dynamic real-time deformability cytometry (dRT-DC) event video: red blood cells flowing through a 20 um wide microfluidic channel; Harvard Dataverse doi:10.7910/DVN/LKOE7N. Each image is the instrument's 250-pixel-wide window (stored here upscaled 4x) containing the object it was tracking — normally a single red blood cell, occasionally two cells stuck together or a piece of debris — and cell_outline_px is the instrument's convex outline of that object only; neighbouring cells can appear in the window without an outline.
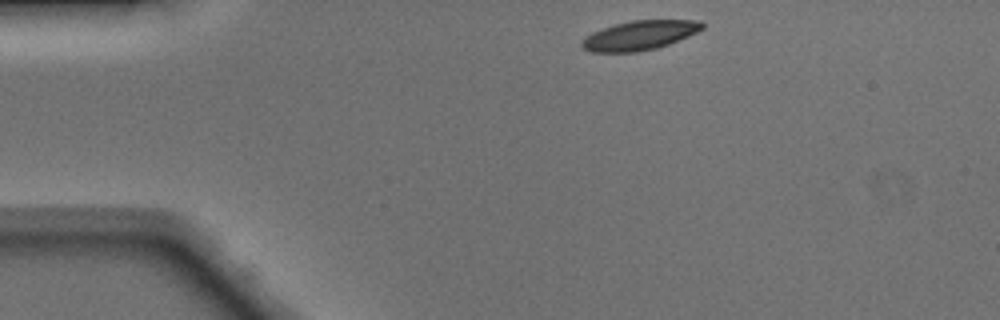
{"species": "Egyptian fruit bat (a non-hibernating species)", "species_latin": "Rousettus aegyptiacus", "temperature_condition": "warm", "stored_images_in_passage": 41, "camera_frame_rate_fps": 3000, "um_per_image_px": 0.085, "animal": {"sex": "male"}, "frame": {"image": 1, "passage_image": 1, "time_ms": 0.0, "image_size_px": [1000, 320], "cell_outline_px": [[704, 28], [688, 36], [668, 44], [656, 48], [636, 52], [592, 52], [580, 48], [580, 40], [592, 32], [616, 24], [632, 20], [700, 20], [704, 24]], "centroid_in_image_um": [54.33, 3.01], "position_along_channel_um": 30.7, "area_um2": 20.58}}
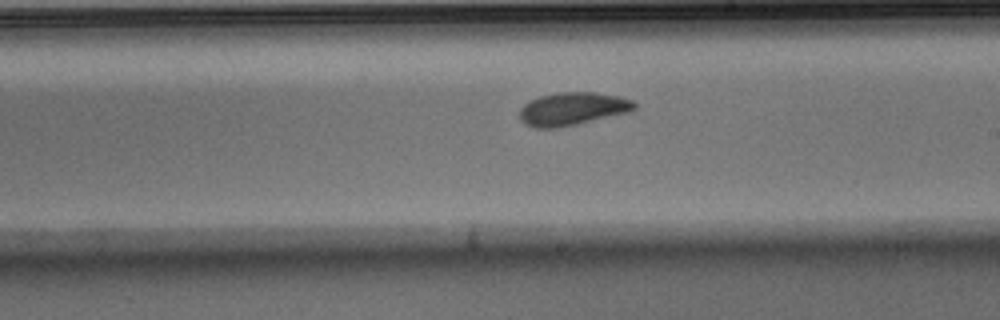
{"frame": {"image": 2, "passage_image": 20, "time_ms": 6.333, "image_size_px": [1000, 320], "cell_outline_px": [[636, 108], [628, 112], [576, 124], [556, 128], [532, 128], [524, 124], [520, 120], [520, 108], [528, 100], [540, 96], [556, 92], [596, 92], [620, 96], [632, 100], [636, 104]], "centroid_in_image_um": [48.62, 9.24], "position_along_channel_um": 240.4, "area_um2": 22.2}}
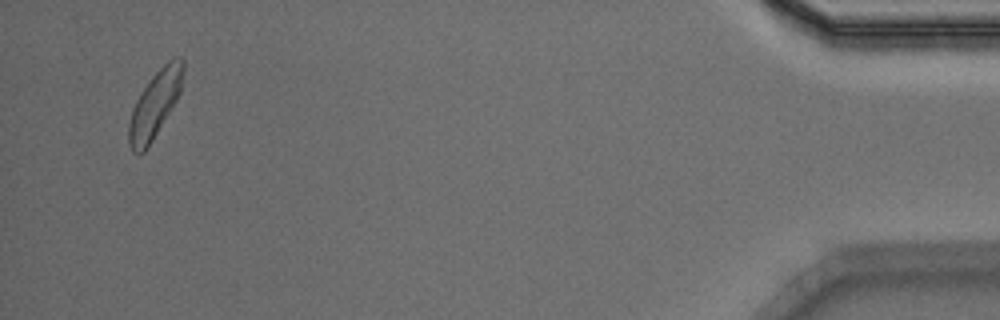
{"frame": {"image": 3, "passage_image": 39, "time_ms": 12.667, "image_size_px": [1000, 320], "cell_outline_px": [[184, 68], [180, 92], [172, 108], [152, 140], [144, 152], [132, 152], [128, 144], [128, 124], [132, 108], [140, 92], [152, 76], [168, 60], [176, 56], [180, 56], [184, 60]], "centroid_in_image_um": [13.16, 8.85], "position_along_channel_um": 422.0, "area_um2": 20.98}, "authors_computed_cell_mechanics": {"area_um2": 21.1548, "velocity_mm_per_s": 4.1259, "shape_relaxation_time_tau1_ms": 3.3102, "shape_relaxation_time_tau2_ms": 2.7421, "deformation_change_tau1": 0.1221, "deformation_change_tau2": 0.0938}}